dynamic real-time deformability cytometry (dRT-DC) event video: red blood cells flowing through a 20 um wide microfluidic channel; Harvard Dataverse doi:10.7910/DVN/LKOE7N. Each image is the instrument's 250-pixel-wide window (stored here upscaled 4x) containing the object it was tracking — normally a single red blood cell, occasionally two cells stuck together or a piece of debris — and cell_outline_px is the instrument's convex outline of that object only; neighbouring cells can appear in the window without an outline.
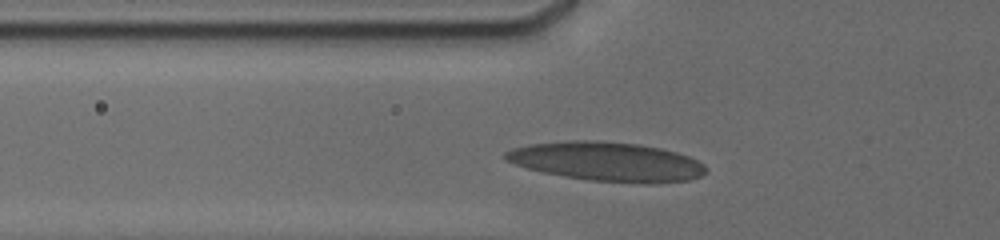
{"species": "human", "species_latin": "Homo sapiens", "temperature_condition": "cold", "stored_images_in_passage": 25, "camera_frame_rate_fps": 3000, "um_per_image_px": 0.085, "donor": {"sex": "male"}, "frame": {"image": 1, "passage_image": 3, "time_ms": 1.0, "image_size_px": [1000, 240], "cell_outline_px": [[704, 172], [700, 176], [688, 180], [648, 184], [640, 184], [588, 180], [564, 176], [544, 172], [528, 168], [504, 160], [500, 156], [504, 152], [512, 148], [532, 144], [576, 140], [596, 140], [636, 144], [660, 148], [676, 152], [688, 156], [704, 164]], "centroid_in_image_um": [51.56, 13.74], "position_along_channel_um": 74.2, "area_um2": 45.6}}
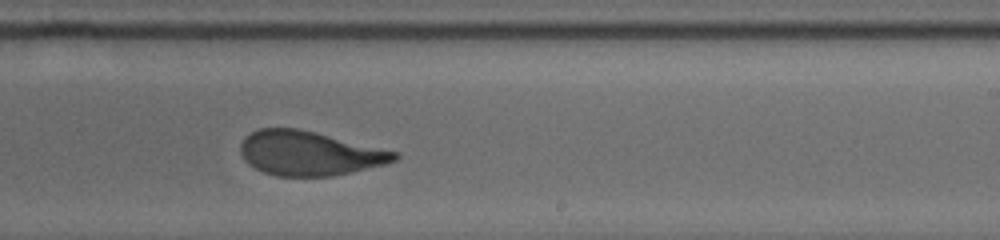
{"frame": {"image": 2, "passage_image": 16, "time_ms": 6.0, "image_size_px": [1000, 240], "cell_outline_px": [[400, 156], [396, 160], [384, 164], [352, 172], [332, 176], [276, 176], [264, 172], [248, 164], [244, 160], [240, 152], [240, 144], [244, 136], [260, 128], [296, 128], [400, 152]], "centroid_in_image_um": [26.28, 13.03], "position_along_channel_um": 262.7, "area_um2": 39.71}}
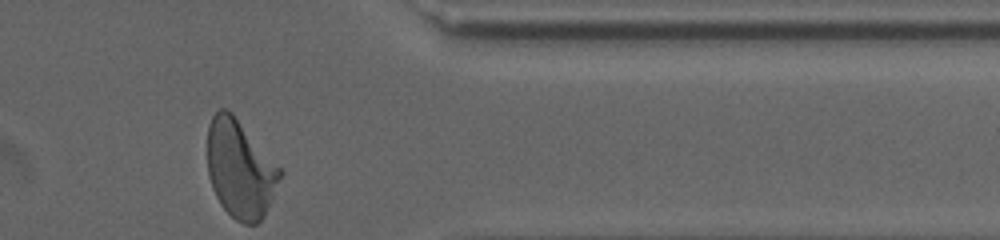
{"frame": {"image": 3, "passage_image": 25, "time_ms": 9.667, "image_size_px": [1000, 240], "cell_outline_px": [[284, 172], [264, 216], [256, 224], [244, 224], [236, 220], [220, 204], [212, 188], [208, 176], [208, 124], [212, 116], [220, 108], [224, 108], [232, 112]], "centroid_in_image_um": [20.41, 14.37], "position_along_channel_um": 391.0, "area_um2": 41.33}, "authors_computed_cell_mechanics": {"area_um2": 40.9224, "velocity_mm_per_s": 3.7864, "shape_relaxation_time_tau1_ms": 5.2136, "shape_relaxation_time_tau2_ms": 0.806, "deformation_change_tau1": 0.2118, "deformation_change_tau2": 0.0725}}